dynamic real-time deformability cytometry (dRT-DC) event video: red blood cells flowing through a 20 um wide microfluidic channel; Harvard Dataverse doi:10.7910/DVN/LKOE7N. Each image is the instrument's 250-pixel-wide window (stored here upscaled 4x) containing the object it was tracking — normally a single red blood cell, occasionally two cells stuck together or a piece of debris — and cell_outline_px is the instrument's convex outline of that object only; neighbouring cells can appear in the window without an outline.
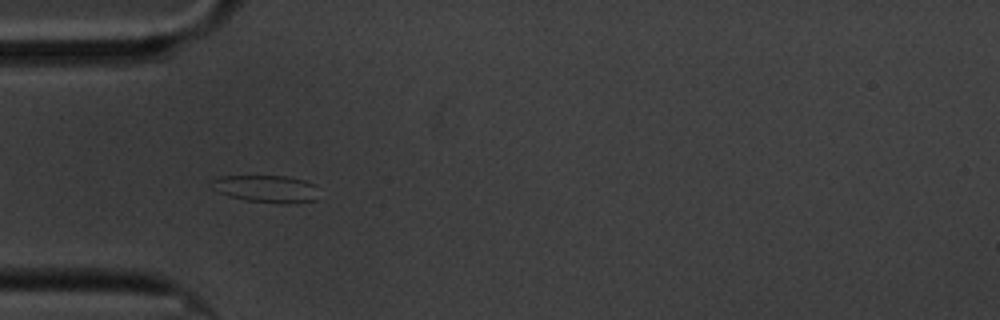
{"species": "common noctule bat (a hibernating species)", "species_latin": "Nyctalus noctula", "temperature_condition": "cold", "stored_images_in_passage": 43, "camera_frame_rate_fps": 3000, "um_per_image_px": 0.085, "animal": {"sex": "male", "body_mass_g": 20.1, "forearm_length_mm": 53.5}, "frame": {"image": 1, "passage_image": 1, "time_ms": 0.0, "image_size_px": [1000, 320], "cell_outline_px": [[316, 200], [248, 200], [228, 196], [216, 192], [212, 188], [212, 180], [220, 176], [288, 176], [304, 180], [316, 184]], "centroid_in_image_um": [22.54, 15.97], "position_along_channel_um": 62.5, "area_um2": 16.07}}
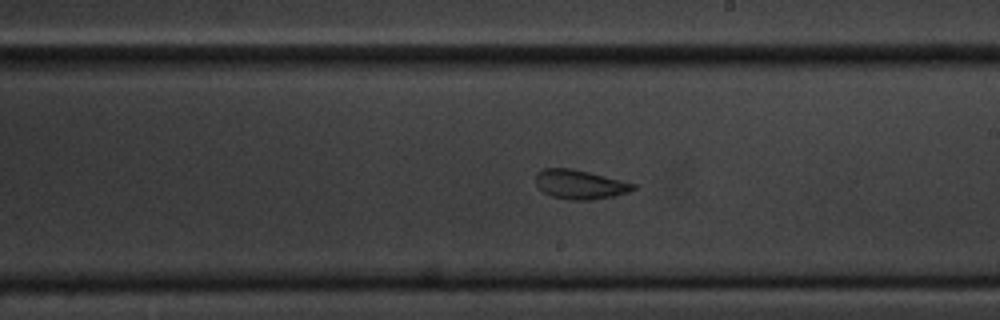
{"frame": {"image": 2, "passage_image": 17, "time_ms": 5.333, "image_size_px": [1000, 320], "cell_outline_px": [[636, 188], [628, 192], [612, 196], [592, 200], [568, 200], [552, 196], [536, 188], [536, 172], [544, 168], [572, 168], [636, 184]], "centroid_in_image_um": [49.24, 15.68], "position_along_channel_um": 239.8, "area_um2": 16.59}}
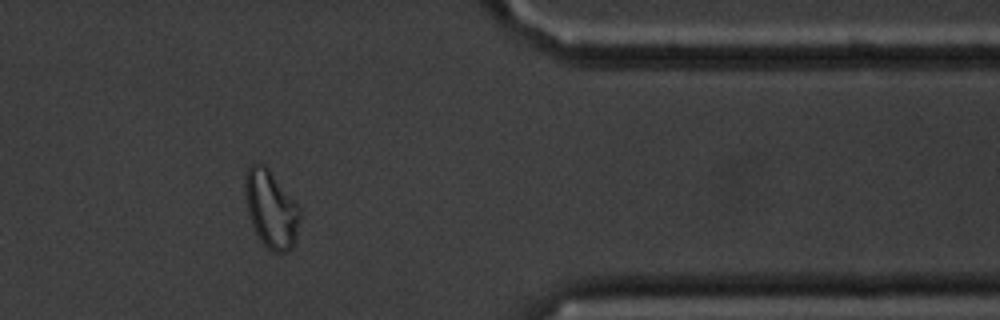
{"frame": {"image": 3, "passage_image": 32, "time_ms": 10.333, "image_size_px": [1000, 320], "cell_outline_px": [[300, 220], [296, 240], [292, 248], [284, 252], [272, 252], [260, 240], [252, 224], [248, 212], [244, 196], [244, 176], [248, 168], [252, 164], [264, 164], [268, 168], [300, 208]], "centroid_in_image_um": [23.03, 17.78], "position_along_channel_um": 388.4, "area_um2": 24.68}, "authors_computed_cell_mechanics": {"area_um2": 17.3978, "velocity_mm_per_s": 3.3491, "shape_relaxation_time_tau1_ms": null, "shape_relaxation_time_tau2_ms": 1.5793, "deformation_change_tau1": null, "deformation_change_tau2": 0.0887}}